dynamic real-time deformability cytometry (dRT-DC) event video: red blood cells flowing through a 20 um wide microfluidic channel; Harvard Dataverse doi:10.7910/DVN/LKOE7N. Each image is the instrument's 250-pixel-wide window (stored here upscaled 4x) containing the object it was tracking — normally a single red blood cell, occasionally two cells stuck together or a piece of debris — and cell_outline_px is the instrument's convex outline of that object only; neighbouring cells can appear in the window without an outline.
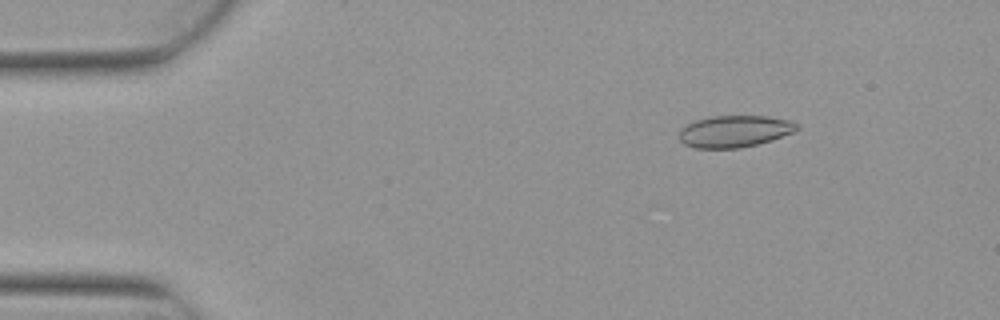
{"species": "Egyptian fruit bat (a non-hibernating species)", "species_latin": "Rousettus aegyptiacus", "temperature_condition": "warm", "stored_images_in_passage": 4, "camera_frame_rate_fps": 3000, "um_per_image_px": 0.085, "animal": {"sex": "female"}, "frame": {"image": 1, "passage_image": 2, "time_ms": 0.333, "image_size_px": [1000, 320], "cell_outline_px": [[800, 128], [792, 132], [772, 140], [740, 148], [696, 148], [684, 144], [680, 140], [680, 128], [696, 120], [712, 116], [768, 116], [788, 120], [796, 124]], "centroid_in_image_um": [62.42, 11.16], "position_along_channel_um": 22.6, "area_um2": 21.62}}
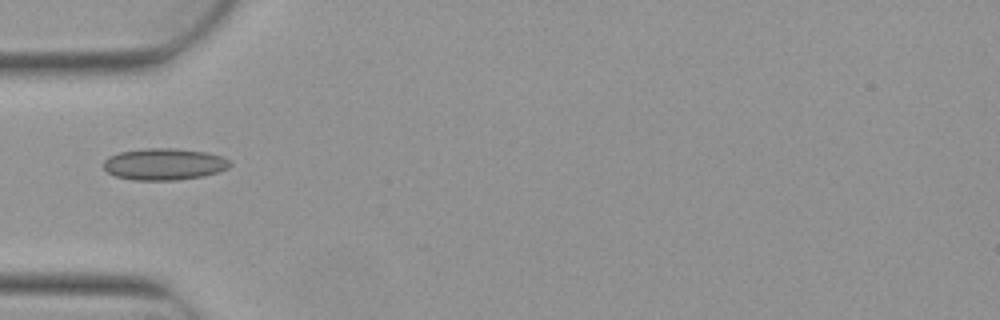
{"frame": {"image": 2, "passage_image": 4, "time_ms": 1.0, "image_size_px": [1000, 320], "cell_outline_px": [[232, 164], [228, 168], [204, 176], [176, 180], [136, 180], [116, 176], [108, 172], [104, 168], [104, 160], [108, 156], [120, 152], [144, 148], [176, 148], [208, 152], [220, 156], [228, 160]], "centroid_in_image_um": [13.95, 13.94], "position_along_channel_um": 71.0, "area_um2": 23.35}}